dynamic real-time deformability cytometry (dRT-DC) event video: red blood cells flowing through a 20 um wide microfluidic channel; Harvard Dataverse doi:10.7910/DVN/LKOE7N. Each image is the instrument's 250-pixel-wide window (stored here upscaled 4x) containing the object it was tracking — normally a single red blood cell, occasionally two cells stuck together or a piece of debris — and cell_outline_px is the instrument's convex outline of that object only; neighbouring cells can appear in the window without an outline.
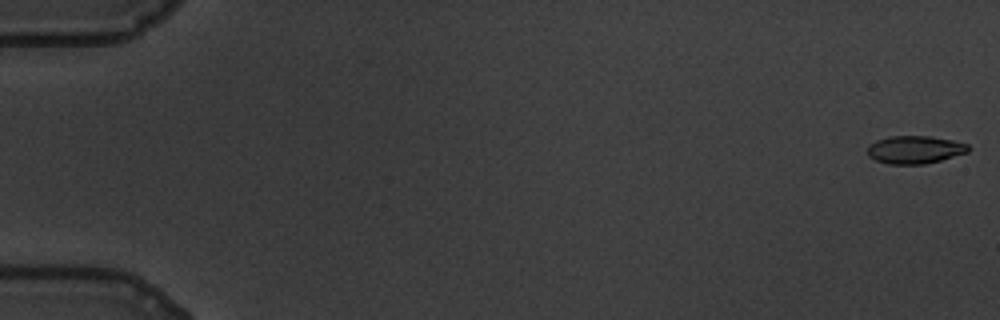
{"species": "common noctule bat (a hibernating species)", "species_latin": "Nyctalus noctula", "temperature_condition": "warm", "stored_images_in_passage": 60, "camera_frame_rate_fps": 3000, "um_per_image_px": 0.085, "animal": {"sex": "male", "body_mass_g": 19.5, "forearm_length_mm": 54.6}, "frame": {"image": 1, "passage_image": 1, "time_ms": 0.0, "image_size_px": [1000, 320], "cell_outline_px": [[968, 152], [940, 160], [924, 164], [888, 164], [876, 160], [868, 156], [868, 144], [876, 140], [888, 136], [932, 136], [952, 140], [968, 144]], "centroid_in_image_um": [77.73, 12.71], "position_along_channel_um": 7.3, "area_um2": 16.36}}
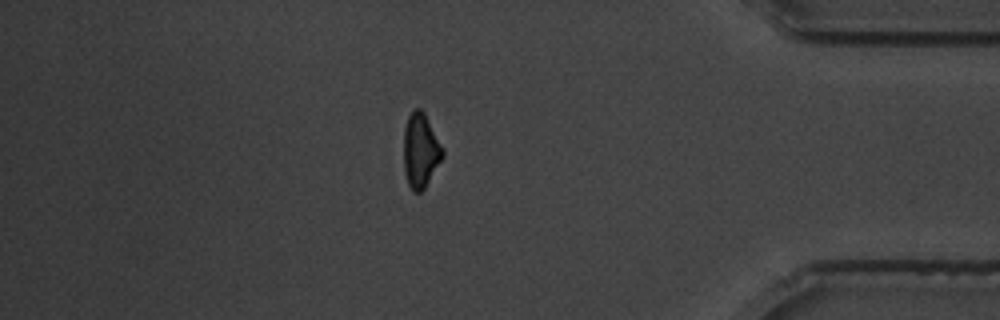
{"frame": {"image": 2, "passage_image": 52, "time_ms": 17.0, "image_size_px": [1000, 320], "cell_outline_px": [[444, 156], [424, 188], [420, 192], [412, 192], [408, 184], [404, 172], [404, 128], [408, 116], [412, 108], [420, 108], [424, 112], [444, 148]], "centroid_in_image_um": [35.75, 12.77], "position_along_channel_um": 399.5, "area_um2": 17.05}}
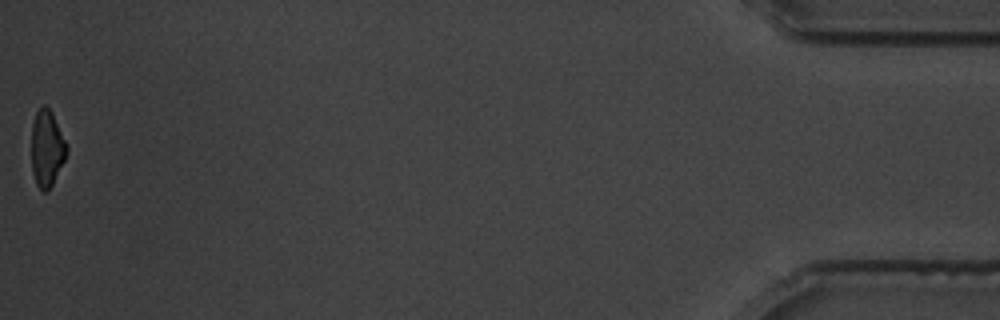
{"frame": {"image": 3, "passage_image": 60, "time_ms": 19.667, "image_size_px": [1000, 320], "cell_outline_px": [[68, 152], [52, 184], [44, 192], [36, 184], [32, 172], [32, 124], [36, 112], [44, 104], [52, 112], [68, 144]], "centroid_in_image_um": [4.0, 12.58], "position_along_channel_um": 431.2, "area_um2": 15.61}, "authors_computed_cell_mechanics": {"area_um2": 16.9643, "velocity_mm_per_s": 3.4662, "shape_relaxation_time_tau1_ms": 3.7805, "shape_relaxation_time_tau2_ms": 3.5475, "deformation_change_tau1": 0.1417, "deformation_change_tau2": 0.1114}}